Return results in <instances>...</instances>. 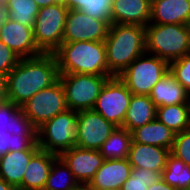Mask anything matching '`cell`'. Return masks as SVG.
I'll use <instances>...</instances> for the list:
<instances>
[{"label": "cell", "instance_id": "cell-1", "mask_svg": "<svg viewBox=\"0 0 190 190\" xmlns=\"http://www.w3.org/2000/svg\"><path fill=\"white\" fill-rule=\"evenodd\" d=\"M57 60L53 53L33 58H20L7 74L8 102L21 107L34 94L59 80Z\"/></svg>", "mask_w": 190, "mask_h": 190}, {"label": "cell", "instance_id": "cell-2", "mask_svg": "<svg viewBox=\"0 0 190 190\" xmlns=\"http://www.w3.org/2000/svg\"><path fill=\"white\" fill-rule=\"evenodd\" d=\"M104 43L108 71L113 76H119L136 58L146 52L145 26L111 24Z\"/></svg>", "mask_w": 190, "mask_h": 190}, {"label": "cell", "instance_id": "cell-3", "mask_svg": "<svg viewBox=\"0 0 190 190\" xmlns=\"http://www.w3.org/2000/svg\"><path fill=\"white\" fill-rule=\"evenodd\" d=\"M59 74L112 75L104 41L62 43L54 52Z\"/></svg>", "mask_w": 190, "mask_h": 190}, {"label": "cell", "instance_id": "cell-4", "mask_svg": "<svg viewBox=\"0 0 190 190\" xmlns=\"http://www.w3.org/2000/svg\"><path fill=\"white\" fill-rule=\"evenodd\" d=\"M145 43L146 53L170 63L190 54V26L150 22L145 27Z\"/></svg>", "mask_w": 190, "mask_h": 190}, {"label": "cell", "instance_id": "cell-5", "mask_svg": "<svg viewBox=\"0 0 190 190\" xmlns=\"http://www.w3.org/2000/svg\"><path fill=\"white\" fill-rule=\"evenodd\" d=\"M78 111L67 109L46 121L37 130L41 150L59 156L75 146L77 141Z\"/></svg>", "mask_w": 190, "mask_h": 190}, {"label": "cell", "instance_id": "cell-6", "mask_svg": "<svg viewBox=\"0 0 190 190\" xmlns=\"http://www.w3.org/2000/svg\"><path fill=\"white\" fill-rule=\"evenodd\" d=\"M149 55L145 52L136 58L118 76L132 94L149 95L153 86L169 72L166 60Z\"/></svg>", "mask_w": 190, "mask_h": 190}, {"label": "cell", "instance_id": "cell-7", "mask_svg": "<svg viewBox=\"0 0 190 190\" xmlns=\"http://www.w3.org/2000/svg\"><path fill=\"white\" fill-rule=\"evenodd\" d=\"M113 75L60 74L68 109H93L105 82Z\"/></svg>", "mask_w": 190, "mask_h": 190}, {"label": "cell", "instance_id": "cell-8", "mask_svg": "<svg viewBox=\"0 0 190 190\" xmlns=\"http://www.w3.org/2000/svg\"><path fill=\"white\" fill-rule=\"evenodd\" d=\"M68 11L66 6L56 3L39 8L33 35L36 45L43 53H53L62 44Z\"/></svg>", "mask_w": 190, "mask_h": 190}, {"label": "cell", "instance_id": "cell-9", "mask_svg": "<svg viewBox=\"0 0 190 190\" xmlns=\"http://www.w3.org/2000/svg\"><path fill=\"white\" fill-rule=\"evenodd\" d=\"M21 108L37 129L46 121L67 110L65 91L60 80L34 94Z\"/></svg>", "mask_w": 190, "mask_h": 190}, {"label": "cell", "instance_id": "cell-10", "mask_svg": "<svg viewBox=\"0 0 190 190\" xmlns=\"http://www.w3.org/2000/svg\"><path fill=\"white\" fill-rule=\"evenodd\" d=\"M131 96V91L118 76L111 77L102 87L93 110L117 127H122Z\"/></svg>", "mask_w": 190, "mask_h": 190}, {"label": "cell", "instance_id": "cell-11", "mask_svg": "<svg viewBox=\"0 0 190 190\" xmlns=\"http://www.w3.org/2000/svg\"><path fill=\"white\" fill-rule=\"evenodd\" d=\"M117 126L93 109L78 111L75 146L99 150Z\"/></svg>", "mask_w": 190, "mask_h": 190}, {"label": "cell", "instance_id": "cell-12", "mask_svg": "<svg viewBox=\"0 0 190 190\" xmlns=\"http://www.w3.org/2000/svg\"><path fill=\"white\" fill-rule=\"evenodd\" d=\"M109 24L87 14L70 9L66 16L62 43L78 41H104Z\"/></svg>", "mask_w": 190, "mask_h": 190}, {"label": "cell", "instance_id": "cell-13", "mask_svg": "<svg viewBox=\"0 0 190 190\" xmlns=\"http://www.w3.org/2000/svg\"><path fill=\"white\" fill-rule=\"evenodd\" d=\"M0 40L20 58H33L43 52L35 43L33 28L0 16Z\"/></svg>", "mask_w": 190, "mask_h": 190}, {"label": "cell", "instance_id": "cell-14", "mask_svg": "<svg viewBox=\"0 0 190 190\" xmlns=\"http://www.w3.org/2000/svg\"><path fill=\"white\" fill-rule=\"evenodd\" d=\"M81 185H88L105 159L99 150L72 147L58 156Z\"/></svg>", "mask_w": 190, "mask_h": 190}, {"label": "cell", "instance_id": "cell-15", "mask_svg": "<svg viewBox=\"0 0 190 190\" xmlns=\"http://www.w3.org/2000/svg\"><path fill=\"white\" fill-rule=\"evenodd\" d=\"M131 171L127 158L105 160L88 185L93 190L118 189L131 176Z\"/></svg>", "mask_w": 190, "mask_h": 190}, {"label": "cell", "instance_id": "cell-16", "mask_svg": "<svg viewBox=\"0 0 190 190\" xmlns=\"http://www.w3.org/2000/svg\"><path fill=\"white\" fill-rule=\"evenodd\" d=\"M151 4L148 0H113L112 24H136L147 26L150 23Z\"/></svg>", "mask_w": 190, "mask_h": 190}, {"label": "cell", "instance_id": "cell-17", "mask_svg": "<svg viewBox=\"0 0 190 190\" xmlns=\"http://www.w3.org/2000/svg\"><path fill=\"white\" fill-rule=\"evenodd\" d=\"M169 154L167 148L131 142L127 159L132 168L149 169L161 174Z\"/></svg>", "mask_w": 190, "mask_h": 190}, {"label": "cell", "instance_id": "cell-18", "mask_svg": "<svg viewBox=\"0 0 190 190\" xmlns=\"http://www.w3.org/2000/svg\"><path fill=\"white\" fill-rule=\"evenodd\" d=\"M150 21L157 24H190V0H159L151 4Z\"/></svg>", "mask_w": 190, "mask_h": 190}, {"label": "cell", "instance_id": "cell-19", "mask_svg": "<svg viewBox=\"0 0 190 190\" xmlns=\"http://www.w3.org/2000/svg\"><path fill=\"white\" fill-rule=\"evenodd\" d=\"M39 150L10 151L0 158V178L21 190L23 176L31 158Z\"/></svg>", "mask_w": 190, "mask_h": 190}, {"label": "cell", "instance_id": "cell-20", "mask_svg": "<svg viewBox=\"0 0 190 190\" xmlns=\"http://www.w3.org/2000/svg\"><path fill=\"white\" fill-rule=\"evenodd\" d=\"M57 158V155L40 149L28 163L21 190H43L51 166Z\"/></svg>", "mask_w": 190, "mask_h": 190}, {"label": "cell", "instance_id": "cell-21", "mask_svg": "<svg viewBox=\"0 0 190 190\" xmlns=\"http://www.w3.org/2000/svg\"><path fill=\"white\" fill-rule=\"evenodd\" d=\"M149 97L156 107L190 104V94L170 72L153 86Z\"/></svg>", "mask_w": 190, "mask_h": 190}, {"label": "cell", "instance_id": "cell-22", "mask_svg": "<svg viewBox=\"0 0 190 190\" xmlns=\"http://www.w3.org/2000/svg\"><path fill=\"white\" fill-rule=\"evenodd\" d=\"M131 134L132 142L159 146L167 148L170 151L175 139V133L156 118L151 122L134 129Z\"/></svg>", "mask_w": 190, "mask_h": 190}, {"label": "cell", "instance_id": "cell-23", "mask_svg": "<svg viewBox=\"0 0 190 190\" xmlns=\"http://www.w3.org/2000/svg\"><path fill=\"white\" fill-rule=\"evenodd\" d=\"M157 107L149 95L132 94L122 128L130 133L156 118Z\"/></svg>", "mask_w": 190, "mask_h": 190}, {"label": "cell", "instance_id": "cell-24", "mask_svg": "<svg viewBox=\"0 0 190 190\" xmlns=\"http://www.w3.org/2000/svg\"><path fill=\"white\" fill-rule=\"evenodd\" d=\"M156 119L175 134L190 129V104L157 107Z\"/></svg>", "mask_w": 190, "mask_h": 190}, {"label": "cell", "instance_id": "cell-25", "mask_svg": "<svg viewBox=\"0 0 190 190\" xmlns=\"http://www.w3.org/2000/svg\"><path fill=\"white\" fill-rule=\"evenodd\" d=\"M132 134L122 127H117L101 145L99 152L105 160L126 159L130 151Z\"/></svg>", "mask_w": 190, "mask_h": 190}, {"label": "cell", "instance_id": "cell-26", "mask_svg": "<svg viewBox=\"0 0 190 190\" xmlns=\"http://www.w3.org/2000/svg\"><path fill=\"white\" fill-rule=\"evenodd\" d=\"M39 7L34 0H7L1 13L11 20L33 28Z\"/></svg>", "mask_w": 190, "mask_h": 190}, {"label": "cell", "instance_id": "cell-27", "mask_svg": "<svg viewBox=\"0 0 190 190\" xmlns=\"http://www.w3.org/2000/svg\"><path fill=\"white\" fill-rule=\"evenodd\" d=\"M161 179L176 190H190V166L170 153Z\"/></svg>", "mask_w": 190, "mask_h": 190}, {"label": "cell", "instance_id": "cell-28", "mask_svg": "<svg viewBox=\"0 0 190 190\" xmlns=\"http://www.w3.org/2000/svg\"><path fill=\"white\" fill-rule=\"evenodd\" d=\"M79 185L80 184L75 179L71 170L58 157L51 166V170L43 190H74Z\"/></svg>", "mask_w": 190, "mask_h": 190}, {"label": "cell", "instance_id": "cell-29", "mask_svg": "<svg viewBox=\"0 0 190 190\" xmlns=\"http://www.w3.org/2000/svg\"><path fill=\"white\" fill-rule=\"evenodd\" d=\"M113 0H71V9L79 10L92 18L112 24Z\"/></svg>", "mask_w": 190, "mask_h": 190}, {"label": "cell", "instance_id": "cell-30", "mask_svg": "<svg viewBox=\"0 0 190 190\" xmlns=\"http://www.w3.org/2000/svg\"><path fill=\"white\" fill-rule=\"evenodd\" d=\"M161 174L149 169L132 168L131 176L121 186V190H147L153 182L158 181Z\"/></svg>", "mask_w": 190, "mask_h": 190}, {"label": "cell", "instance_id": "cell-31", "mask_svg": "<svg viewBox=\"0 0 190 190\" xmlns=\"http://www.w3.org/2000/svg\"><path fill=\"white\" fill-rule=\"evenodd\" d=\"M169 72L190 94V54L171 61Z\"/></svg>", "mask_w": 190, "mask_h": 190}, {"label": "cell", "instance_id": "cell-32", "mask_svg": "<svg viewBox=\"0 0 190 190\" xmlns=\"http://www.w3.org/2000/svg\"><path fill=\"white\" fill-rule=\"evenodd\" d=\"M170 153L190 166V129L175 134Z\"/></svg>", "mask_w": 190, "mask_h": 190}, {"label": "cell", "instance_id": "cell-33", "mask_svg": "<svg viewBox=\"0 0 190 190\" xmlns=\"http://www.w3.org/2000/svg\"><path fill=\"white\" fill-rule=\"evenodd\" d=\"M37 128L24 115L21 109L11 120L10 129H6L7 132L13 135H37Z\"/></svg>", "mask_w": 190, "mask_h": 190}, {"label": "cell", "instance_id": "cell-34", "mask_svg": "<svg viewBox=\"0 0 190 190\" xmlns=\"http://www.w3.org/2000/svg\"><path fill=\"white\" fill-rule=\"evenodd\" d=\"M20 57L0 40V73L8 74Z\"/></svg>", "mask_w": 190, "mask_h": 190}, {"label": "cell", "instance_id": "cell-35", "mask_svg": "<svg viewBox=\"0 0 190 190\" xmlns=\"http://www.w3.org/2000/svg\"><path fill=\"white\" fill-rule=\"evenodd\" d=\"M40 150L37 135H13L12 151Z\"/></svg>", "mask_w": 190, "mask_h": 190}, {"label": "cell", "instance_id": "cell-36", "mask_svg": "<svg viewBox=\"0 0 190 190\" xmlns=\"http://www.w3.org/2000/svg\"><path fill=\"white\" fill-rule=\"evenodd\" d=\"M21 109L10 102L0 104V129H10L11 120Z\"/></svg>", "mask_w": 190, "mask_h": 190}, {"label": "cell", "instance_id": "cell-37", "mask_svg": "<svg viewBox=\"0 0 190 190\" xmlns=\"http://www.w3.org/2000/svg\"><path fill=\"white\" fill-rule=\"evenodd\" d=\"M13 134L0 129V155L12 151Z\"/></svg>", "mask_w": 190, "mask_h": 190}, {"label": "cell", "instance_id": "cell-38", "mask_svg": "<svg viewBox=\"0 0 190 190\" xmlns=\"http://www.w3.org/2000/svg\"><path fill=\"white\" fill-rule=\"evenodd\" d=\"M8 102L7 97V75L0 73V104Z\"/></svg>", "mask_w": 190, "mask_h": 190}, {"label": "cell", "instance_id": "cell-39", "mask_svg": "<svg viewBox=\"0 0 190 190\" xmlns=\"http://www.w3.org/2000/svg\"><path fill=\"white\" fill-rule=\"evenodd\" d=\"M147 190H176V188L167 184L160 178L158 181L153 182V184Z\"/></svg>", "mask_w": 190, "mask_h": 190}, {"label": "cell", "instance_id": "cell-40", "mask_svg": "<svg viewBox=\"0 0 190 190\" xmlns=\"http://www.w3.org/2000/svg\"><path fill=\"white\" fill-rule=\"evenodd\" d=\"M39 8L46 7L48 5L55 4V0H34Z\"/></svg>", "mask_w": 190, "mask_h": 190}, {"label": "cell", "instance_id": "cell-41", "mask_svg": "<svg viewBox=\"0 0 190 190\" xmlns=\"http://www.w3.org/2000/svg\"><path fill=\"white\" fill-rule=\"evenodd\" d=\"M0 190H18V189L6 183L2 178H0Z\"/></svg>", "mask_w": 190, "mask_h": 190}, {"label": "cell", "instance_id": "cell-42", "mask_svg": "<svg viewBox=\"0 0 190 190\" xmlns=\"http://www.w3.org/2000/svg\"><path fill=\"white\" fill-rule=\"evenodd\" d=\"M56 4H61L66 6L69 10L71 9V0H55Z\"/></svg>", "mask_w": 190, "mask_h": 190}, {"label": "cell", "instance_id": "cell-43", "mask_svg": "<svg viewBox=\"0 0 190 190\" xmlns=\"http://www.w3.org/2000/svg\"><path fill=\"white\" fill-rule=\"evenodd\" d=\"M74 190H93L89 185H79Z\"/></svg>", "mask_w": 190, "mask_h": 190}, {"label": "cell", "instance_id": "cell-44", "mask_svg": "<svg viewBox=\"0 0 190 190\" xmlns=\"http://www.w3.org/2000/svg\"><path fill=\"white\" fill-rule=\"evenodd\" d=\"M7 0H0V7L2 8Z\"/></svg>", "mask_w": 190, "mask_h": 190}, {"label": "cell", "instance_id": "cell-45", "mask_svg": "<svg viewBox=\"0 0 190 190\" xmlns=\"http://www.w3.org/2000/svg\"><path fill=\"white\" fill-rule=\"evenodd\" d=\"M150 2V4H153L155 3L156 1H159V0H148Z\"/></svg>", "mask_w": 190, "mask_h": 190}, {"label": "cell", "instance_id": "cell-46", "mask_svg": "<svg viewBox=\"0 0 190 190\" xmlns=\"http://www.w3.org/2000/svg\"><path fill=\"white\" fill-rule=\"evenodd\" d=\"M101 190H121V188H118V189H101Z\"/></svg>", "mask_w": 190, "mask_h": 190}]
</instances>
